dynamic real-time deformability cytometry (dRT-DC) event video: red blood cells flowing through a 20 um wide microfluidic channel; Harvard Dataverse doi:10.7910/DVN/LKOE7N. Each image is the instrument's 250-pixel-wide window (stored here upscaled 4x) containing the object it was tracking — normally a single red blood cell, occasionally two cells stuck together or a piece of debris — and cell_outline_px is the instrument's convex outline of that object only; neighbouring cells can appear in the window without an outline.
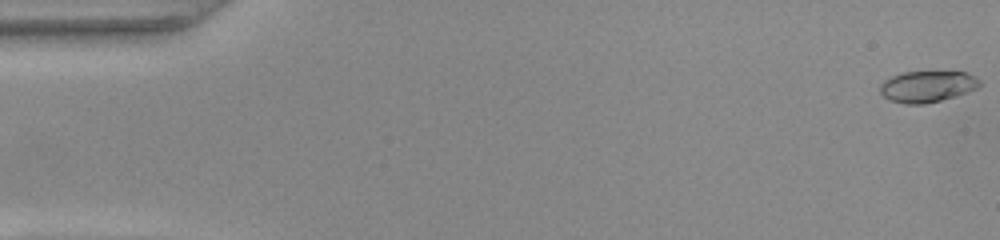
{"species": "common noctule bat (a hibernating species)", "species_latin": "Nyctalus noctula", "temperature_condition": "warm", "stored_images_in_passage": 46, "camera_frame_rate_fps": 3000, "um_per_image_px": 0.085, "animal": {"sex": "female", "body_mass_g": 22.0, "forearm_length_mm": 56.7}, "frame": {"image": 1, "passage_image": 1, "time_ms": 0.0, "image_size_px": [1000, 240], "cell_outline_px": [[980, 84], [976, 88], [940, 100], [924, 104], [904, 104], [888, 100], [880, 92], [880, 84], [884, 80], [892, 76], [904, 72], [964, 72], [980, 80]], "centroid_in_image_um": [78.74, 7.35], "position_along_channel_um": 6.3, "area_um2": 17.8}}
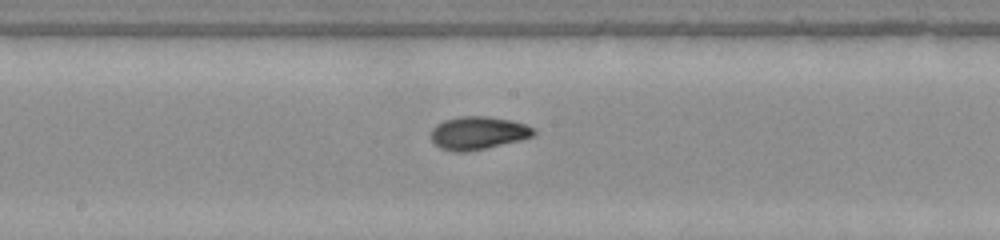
{"frame": {"image": 2, "passage_image": 27, "time_ms": 8.667, "image_size_px": [1000, 240], "cell_outline_px": [[536, 132], [532, 136], [520, 140], [484, 148], [464, 152], [452, 152], [440, 148], [432, 140], [432, 128], [436, 124], [444, 120], [460, 116], [488, 116], [512, 120], [536, 128]], "centroid_in_image_um": [40.64, 11.29], "position_along_channel_um": 207.6, "area_um2": 19.71}}
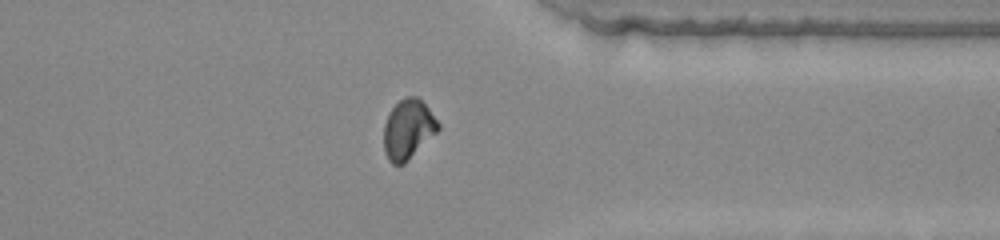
{"frame": {"image": 3, "passage_image": 40, "time_ms": 13.0, "image_size_px": [1000, 240], "cell_outline_px": [[440, 128], [404, 164], [392, 164], [388, 160], [384, 152], [384, 124], [388, 112], [404, 96], [416, 96], [428, 108], [440, 124]], "centroid_in_image_um": [34.66, 10.98], "position_along_channel_um": 376.7, "area_um2": 18.73}, "authors_computed_cell_mechanics": {"area_um2": 18.6405, "velocity_mm_per_s": 4.0491, "shape_relaxation_time_tau1_ms": 3.6184, "shape_relaxation_time_tau2_ms": 1.6013, "deformation_change_tau1": 0.1961, "deformation_change_tau2": 0.0582}}